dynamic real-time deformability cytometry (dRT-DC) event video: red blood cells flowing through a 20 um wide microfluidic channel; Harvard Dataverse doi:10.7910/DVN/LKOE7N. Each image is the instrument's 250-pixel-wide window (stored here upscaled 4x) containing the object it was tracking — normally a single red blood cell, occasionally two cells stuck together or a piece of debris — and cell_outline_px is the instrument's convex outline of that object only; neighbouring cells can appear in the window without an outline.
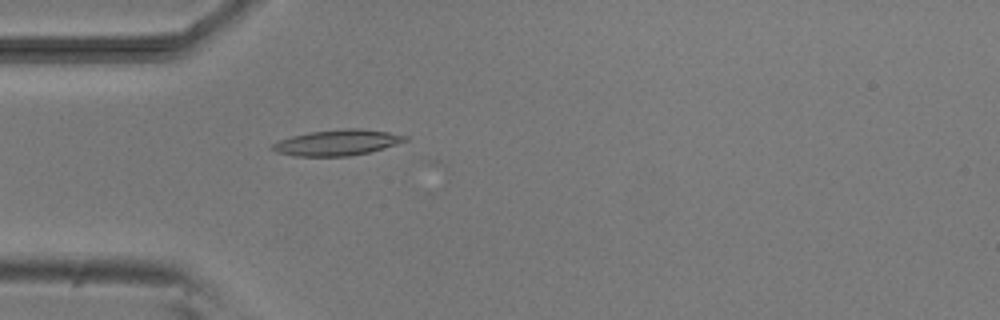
{"species": "common noctule bat (a hibernating species)", "species_latin": "Nyctalus noctula", "temperature_condition": "room temperature", "stored_images_in_passage": 1, "camera_frame_rate_fps": 3000, "um_per_image_px": 0.085, "animal": {"sex": "male", "body_mass_g": 20.5, "forearm_length_mm": 52.5}, "frame": {"image": 1, "passage_image": 1, "time_ms": 0.0, "image_size_px": [1000, 320], "cell_outline_px": [[408, 140], [396, 144], [368, 152], [348, 156], [292, 156], [276, 152], [268, 148], [272, 144], [280, 140], [292, 136], [308, 132], [344, 128], [360, 128], [388, 132], [408, 136]], "centroid_in_image_um": [28.62, 12.11], "position_along_channel_um": 56.4, "area_um2": 19.94}}